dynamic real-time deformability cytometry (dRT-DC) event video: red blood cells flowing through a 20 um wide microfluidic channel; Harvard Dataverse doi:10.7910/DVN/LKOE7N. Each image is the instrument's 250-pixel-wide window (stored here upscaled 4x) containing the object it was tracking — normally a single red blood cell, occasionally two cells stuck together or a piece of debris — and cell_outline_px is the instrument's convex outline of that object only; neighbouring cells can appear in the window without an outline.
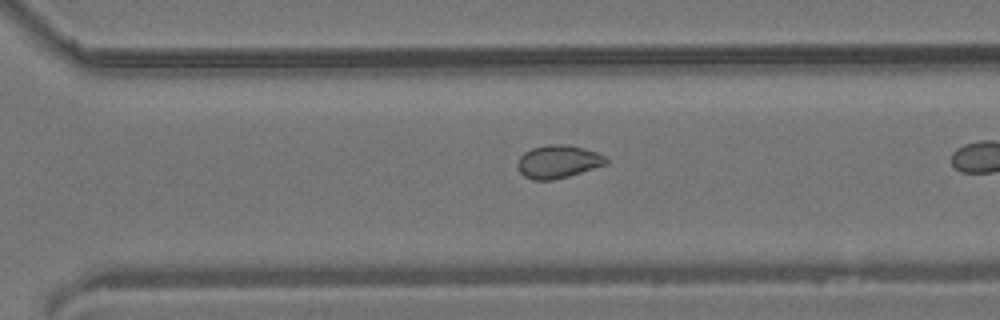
{"species": "common noctule bat (a hibernating species)", "species_latin": "Nyctalus noctula", "temperature_condition": "room temperature", "stored_images_in_passage": 24, "camera_frame_rate_fps": 3000, "um_per_image_px": 0.085, "animal": {"sex": "male", "body_mass_g": 19.2, "forearm_length_mm": 51.8}, "frame": {"image": 1, "passage_image": 19, "time_ms": 6.0, "image_size_px": [1000, 320], "cell_outline_px": [[608, 164], [568, 176], [552, 180], [532, 180], [524, 176], [520, 172], [516, 164], [520, 156], [524, 152], [532, 148], [548, 144], [568, 144], [584, 148], [596, 152], [604, 156], [608, 160]], "centroid_in_image_um": [47.42, 13.73], "position_along_channel_um": 323.2, "area_um2": 17.11}}